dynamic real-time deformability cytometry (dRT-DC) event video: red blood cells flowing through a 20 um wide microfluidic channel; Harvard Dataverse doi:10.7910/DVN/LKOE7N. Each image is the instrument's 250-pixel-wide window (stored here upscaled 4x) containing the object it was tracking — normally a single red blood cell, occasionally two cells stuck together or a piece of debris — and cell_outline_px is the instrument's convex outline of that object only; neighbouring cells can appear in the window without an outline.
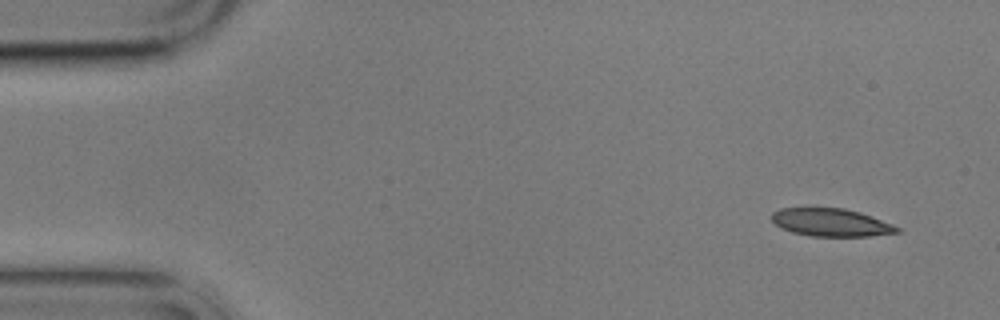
{"species": "common noctule bat (a hibernating species)", "species_latin": "Nyctalus noctula", "temperature_condition": "cold", "stored_images_in_passage": 4, "camera_frame_rate_fps": 3000, "um_per_image_px": 0.085, "animal": {"sex": "male", "body_mass_g": 17.9}, "frame": {"image": 1, "passage_image": 1, "time_ms": 0.0, "image_size_px": [1000, 320], "cell_outline_px": [[900, 232], [868, 236], [808, 236], [792, 232], [780, 228], [772, 220], [772, 212], [780, 208], [808, 204], [844, 208], [860, 212], [872, 216], [892, 224], [900, 228]], "centroid_in_image_um": [70.55, 18.85], "position_along_channel_um": 14.5, "area_um2": 21.27}}
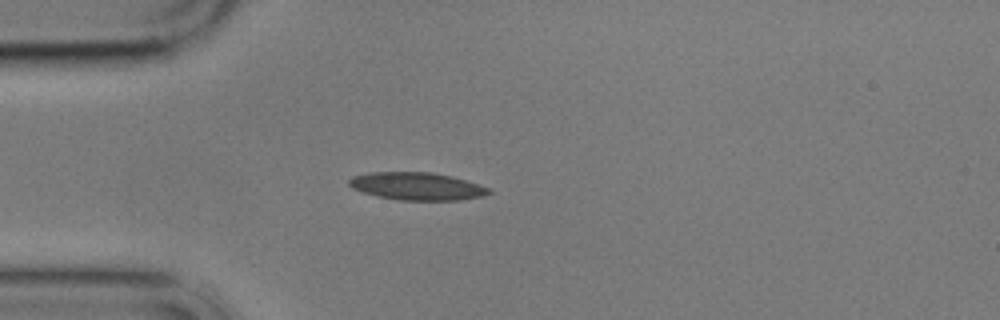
{"frame": {"image": 2, "passage_image": 4, "time_ms": 3.667, "image_size_px": [1000, 320], "cell_outline_px": [[492, 192], [484, 196], [460, 200], [400, 200], [380, 196], [364, 192], [352, 188], [348, 184], [348, 180], [352, 176], [368, 172], [432, 172], [452, 176], [492, 188]], "centroid_in_image_um": [35.48, 15.82], "position_along_channel_um": 49.5, "area_um2": 22.6}}